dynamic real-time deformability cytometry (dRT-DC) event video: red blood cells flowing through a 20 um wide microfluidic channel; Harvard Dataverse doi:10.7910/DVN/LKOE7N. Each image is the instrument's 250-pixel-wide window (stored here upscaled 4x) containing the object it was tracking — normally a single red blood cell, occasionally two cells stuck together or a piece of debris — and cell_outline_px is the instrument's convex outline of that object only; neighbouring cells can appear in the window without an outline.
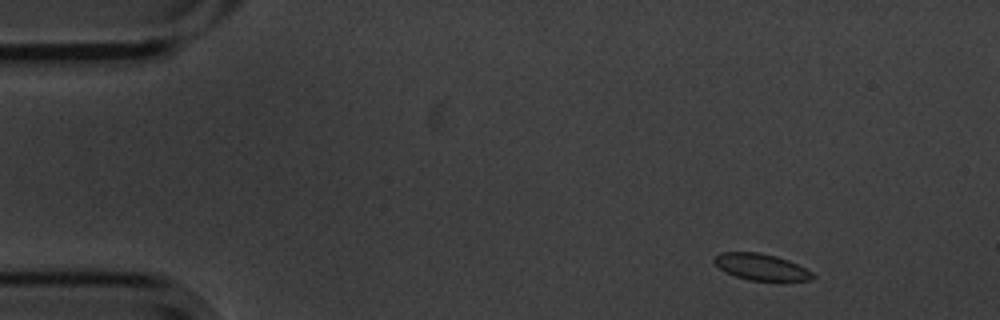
{"species": "common noctule bat (a hibernating species)", "species_latin": "Nyctalus noctula", "temperature_condition": "cold", "stored_images_in_passage": 4, "camera_frame_rate_fps": 3000, "um_per_image_px": 0.085, "animal": {"sex": "male", "body_mass_g": 20.1, "forearm_length_mm": 53.5}, "frame": {"image": 1, "passage_image": 1, "time_ms": 0.0, "image_size_px": [1000, 320], "cell_outline_px": [[816, 276], [812, 280], [748, 280], [736, 276], [720, 268], [712, 260], [720, 252], [760, 252], [776, 256], [788, 260], [812, 272]], "centroid_in_image_um": [64.7, 22.68], "position_along_channel_um": 20.3, "area_um2": 14.91}}
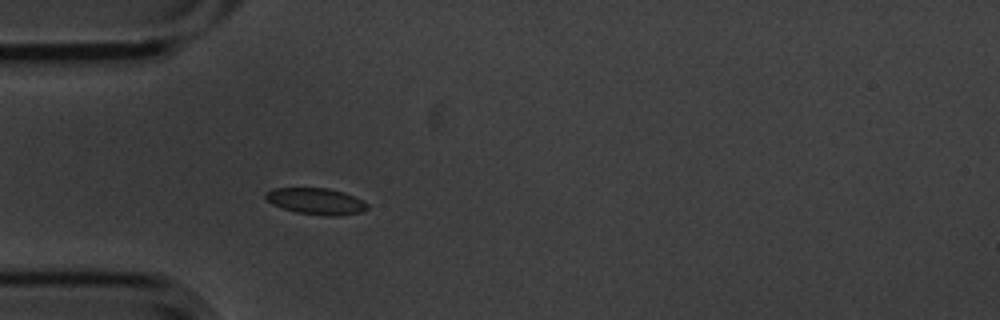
{"frame": {"image": 2, "passage_image": 4, "time_ms": 1.0, "image_size_px": [1000, 320], "cell_outline_px": [[368, 208], [360, 212], [336, 216], [328, 216], [296, 212], [272, 204], [264, 196], [264, 192], [272, 188], [328, 188], [344, 192], [368, 204]], "centroid_in_image_um": [26.83, 17.09], "position_along_channel_um": 58.2, "area_um2": 15.49}}